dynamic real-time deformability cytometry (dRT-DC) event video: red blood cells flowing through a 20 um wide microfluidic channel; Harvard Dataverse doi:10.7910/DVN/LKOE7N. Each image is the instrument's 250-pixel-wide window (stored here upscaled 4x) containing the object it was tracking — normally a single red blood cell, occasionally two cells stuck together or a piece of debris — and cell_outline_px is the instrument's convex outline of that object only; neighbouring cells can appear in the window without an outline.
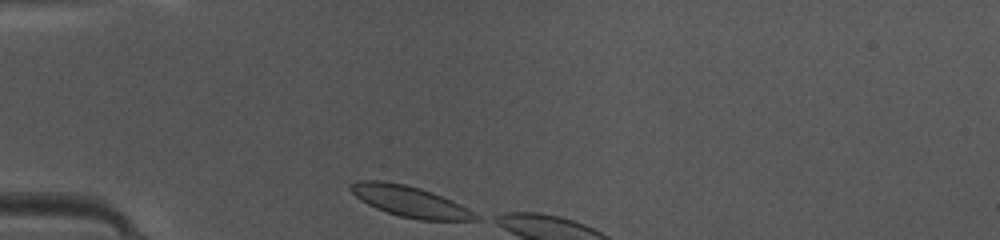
{"species": "common noctule bat (a hibernating species)", "species_latin": "Nyctalus noctula", "temperature_condition": "warm", "stored_images_in_passage": 4, "camera_frame_rate_fps": 3000, "um_per_image_px": 0.085, "animal": {"sex": "female", "body_mass_g": 10.0, "forearm_length_mm": 53.1}, "frame": {"image": 1, "passage_image": 1, "time_ms": 0.0, "image_size_px": [1000, 240], "cell_outline_px": [[480, 220], [420, 220], [400, 216], [376, 208], [360, 200], [348, 188], [348, 184], [356, 180], [380, 180], [404, 184], [420, 188], [432, 192], [452, 200], [468, 208], [480, 216]], "centroid_in_image_um": [34.83, 17.11], "position_along_channel_um": 50.2, "area_um2": 22.48}}